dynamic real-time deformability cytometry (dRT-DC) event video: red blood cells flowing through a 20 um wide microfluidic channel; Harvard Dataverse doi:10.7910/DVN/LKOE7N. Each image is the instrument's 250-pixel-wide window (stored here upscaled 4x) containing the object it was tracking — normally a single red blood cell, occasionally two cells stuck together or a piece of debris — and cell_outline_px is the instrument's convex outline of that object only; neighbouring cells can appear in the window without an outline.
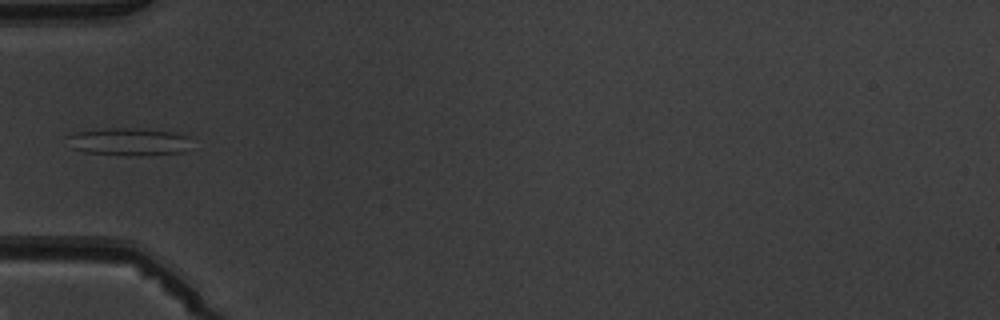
{"species": "common noctule bat (a hibernating species)", "species_latin": "Nyctalus noctula", "temperature_condition": "warm", "stored_images_in_passage": 6, "camera_frame_rate_fps": 3000, "um_per_image_px": 0.085, "animal": {"sex": "male", "body_mass_g": 19.5, "forearm_length_mm": 54.6}, "frame": {"image": 1, "passage_image": 5, "time_ms": 5.667, "image_size_px": [1000, 320], "cell_outline_px": [[188, 136], [184, 152], [140, 156], [124, 156], [84, 152], [72, 148], [64, 136], [76, 132], [108, 128], [136, 128], [172, 132]], "centroid_in_image_um": [10.85, 12.06], "position_along_channel_um": 74.2, "area_um2": 20.0}}
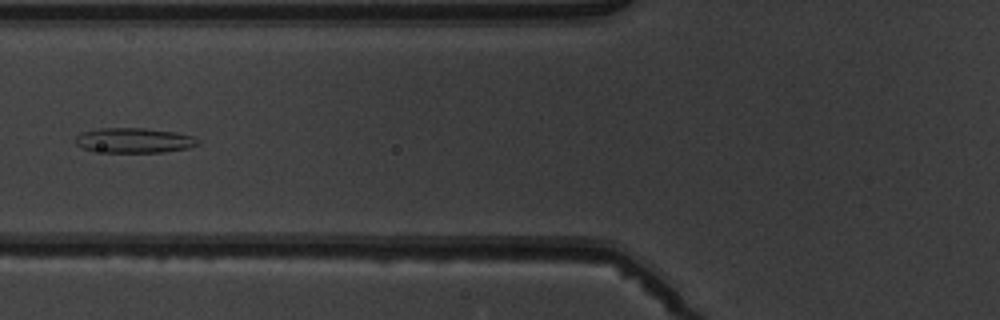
{"frame": {"image": 2, "passage_image": 6, "time_ms": 6.667, "image_size_px": [1000, 320], "cell_outline_px": [[200, 144], [188, 148], [160, 152], [92, 152], [80, 148], [76, 144], [76, 136], [84, 132], [100, 128], [144, 128], [176, 132], [196, 136], [200, 140]], "centroid_in_image_um": [11.41, 11.94], "position_along_channel_um": 114.4, "area_um2": 18.03}}